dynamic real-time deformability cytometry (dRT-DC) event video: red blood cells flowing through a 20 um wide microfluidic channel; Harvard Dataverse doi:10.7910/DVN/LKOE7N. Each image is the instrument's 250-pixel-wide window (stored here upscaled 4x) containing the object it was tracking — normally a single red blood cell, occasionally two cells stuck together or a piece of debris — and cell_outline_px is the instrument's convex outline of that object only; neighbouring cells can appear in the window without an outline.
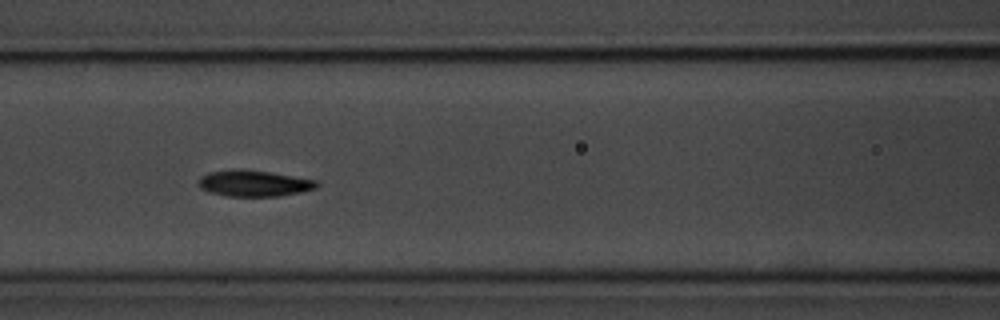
{"species": "common noctule bat (a hibernating species)", "species_latin": "Nyctalus noctula", "temperature_condition": "room temperature", "stored_images_in_passage": 7, "camera_frame_rate_fps": 3000, "um_per_image_px": 0.085, "animal": {"sex": "male", "body_mass_g": 20.1, "forearm_length_mm": 53.5}, "frame": {"image": 1, "passage_image": 6, "time_ms": 5.667, "image_size_px": [1000, 320], "cell_outline_px": [[320, 184], [316, 188], [300, 192], [280, 196], [224, 196], [208, 192], [200, 188], [196, 184], [196, 180], [200, 176], [208, 172], [232, 168], [244, 168], [316, 180]], "centroid_in_image_um": [21.49, 15.57], "position_along_channel_um": 145.1, "area_um2": 18.44}}
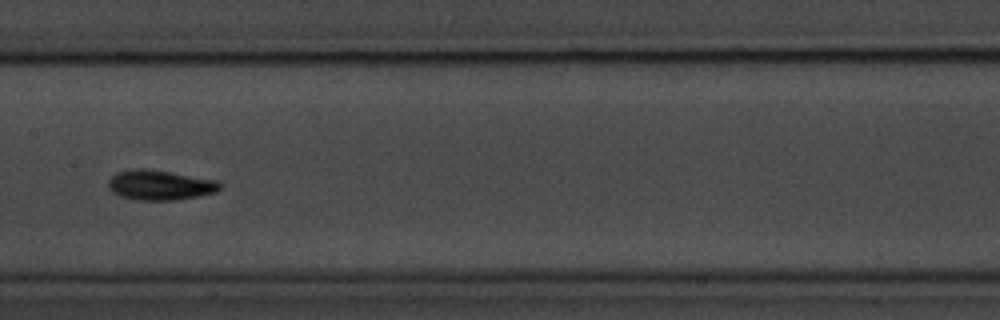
{"frame": {"image": 2, "passage_image": 7, "time_ms": 7.0, "image_size_px": [1000, 320], "cell_outline_px": [[224, 184], [216, 192], [200, 196], [176, 200], [136, 200], [120, 196], [112, 192], [108, 188], [108, 180], [116, 172], [132, 168], [148, 168], [220, 180]], "centroid_in_image_um": [13.62, 15.72], "position_along_channel_um": 193.8, "area_um2": 20.0}}